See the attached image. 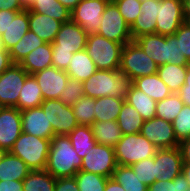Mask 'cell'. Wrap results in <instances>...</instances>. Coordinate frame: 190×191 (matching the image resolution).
<instances>
[{"label": "cell", "instance_id": "10", "mask_svg": "<svg viewBox=\"0 0 190 191\" xmlns=\"http://www.w3.org/2000/svg\"><path fill=\"white\" fill-rule=\"evenodd\" d=\"M29 74L19 65L12 64L0 74V107H15L19 92Z\"/></svg>", "mask_w": 190, "mask_h": 191}, {"label": "cell", "instance_id": "56", "mask_svg": "<svg viewBox=\"0 0 190 191\" xmlns=\"http://www.w3.org/2000/svg\"><path fill=\"white\" fill-rule=\"evenodd\" d=\"M104 191H125L113 178H108Z\"/></svg>", "mask_w": 190, "mask_h": 191}, {"label": "cell", "instance_id": "36", "mask_svg": "<svg viewBox=\"0 0 190 191\" xmlns=\"http://www.w3.org/2000/svg\"><path fill=\"white\" fill-rule=\"evenodd\" d=\"M44 43L45 41L43 39L29 30L20 41L9 50L12 63L20 64L30 52Z\"/></svg>", "mask_w": 190, "mask_h": 191}, {"label": "cell", "instance_id": "18", "mask_svg": "<svg viewBox=\"0 0 190 191\" xmlns=\"http://www.w3.org/2000/svg\"><path fill=\"white\" fill-rule=\"evenodd\" d=\"M20 113L22 132L50 140L55 136L52 125L40 106L22 110Z\"/></svg>", "mask_w": 190, "mask_h": 191}, {"label": "cell", "instance_id": "37", "mask_svg": "<svg viewBox=\"0 0 190 191\" xmlns=\"http://www.w3.org/2000/svg\"><path fill=\"white\" fill-rule=\"evenodd\" d=\"M125 191H148V186L140 182L131 166L117 165L112 177Z\"/></svg>", "mask_w": 190, "mask_h": 191}, {"label": "cell", "instance_id": "41", "mask_svg": "<svg viewBox=\"0 0 190 191\" xmlns=\"http://www.w3.org/2000/svg\"><path fill=\"white\" fill-rule=\"evenodd\" d=\"M135 175L140 179L139 181L147 186L155 182L156 163L154 157L143 159L131 165Z\"/></svg>", "mask_w": 190, "mask_h": 191}, {"label": "cell", "instance_id": "58", "mask_svg": "<svg viewBox=\"0 0 190 191\" xmlns=\"http://www.w3.org/2000/svg\"><path fill=\"white\" fill-rule=\"evenodd\" d=\"M64 7L72 11L81 0H58Z\"/></svg>", "mask_w": 190, "mask_h": 191}, {"label": "cell", "instance_id": "29", "mask_svg": "<svg viewBox=\"0 0 190 191\" xmlns=\"http://www.w3.org/2000/svg\"><path fill=\"white\" fill-rule=\"evenodd\" d=\"M91 129L97 143L111 147H114L123 135L117 121H94Z\"/></svg>", "mask_w": 190, "mask_h": 191}, {"label": "cell", "instance_id": "53", "mask_svg": "<svg viewBox=\"0 0 190 191\" xmlns=\"http://www.w3.org/2000/svg\"><path fill=\"white\" fill-rule=\"evenodd\" d=\"M20 0H0V10H24Z\"/></svg>", "mask_w": 190, "mask_h": 191}, {"label": "cell", "instance_id": "14", "mask_svg": "<svg viewBox=\"0 0 190 191\" xmlns=\"http://www.w3.org/2000/svg\"><path fill=\"white\" fill-rule=\"evenodd\" d=\"M140 133L158 149L179 147L172 123L158 117L144 121Z\"/></svg>", "mask_w": 190, "mask_h": 191}, {"label": "cell", "instance_id": "23", "mask_svg": "<svg viewBox=\"0 0 190 191\" xmlns=\"http://www.w3.org/2000/svg\"><path fill=\"white\" fill-rule=\"evenodd\" d=\"M51 43L45 42L30 52L19 64L29 75L52 66Z\"/></svg>", "mask_w": 190, "mask_h": 191}, {"label": "cell", "instance_id": "19", "mask_svg": "<svg viewBox=\"0 0 190 191\" xmlns=\"http://www.w3.org/2000/svg\"><path fill=\"white\" fill-rule=\"evenodd\" d=\"M141 13L130 27L133 41L147 34L155 33L156 17L158 12V0H145L140 5Z\"/></svg>", "mask_w": 190, "mask_h": 191}, {"label": "cell", "instance_id": "59", "mask_svg": "<svg viewBox=\"0 0 190 191\" xmlns=\"http://www.w3.org/2000/svg\"><path fill=\"white\" fill-rule=\"evenodd\" d=\"M190 187V163H183L182 172Z\"/></svg>", "mask_w": 190, "mask_h": 191}, {"label": "cell", "instance_id": "17", "mask_svg": "<svg viewBox=\"0 0 190 191\" xmlns=\"http://www.w3.org/2000/svg\"><path fill=\"white\" fill-rule=\"evenodd\" d=\"M21 113L16 107H0V147L10 151L22 133Z\"/></svg>", "mask_w": 190, "mask_h": 191}, {"label": "cell", "instance_id": "51", "mask_svg": "<svg viewBox=\"0 0 190 191\" xmlns=\"http://www.w3.org/2000/svg\"><path fill=\"white\" fill-rule=\"evenodd\" d=\"M178 94L180 95L184 105L190 106V65L187 66L185 82L184 85L180 88Z\"/></svg>", "mask_w": 190, "mask_h": 191}, {"label": "cell", "instance_id": "15", "mask_svg": "<svg viewBox=\"0 0 190 191\" xmlns=\"http://www.w3.org/2000/svg\"><path fill=\"white\" fill-rule=\"evenodd\" d=\"M156 163L155 181L173 180L182 172L183 160L179 147L158 149L154 156Z\"/></svg>", "mask_w": 190, "mask_h": 191}, {"label": "cell", "instance_id": "21", "mask_svg": "<svg viewBox=\"0 0 190 191\" xmlns=\"http://www.w3.org/2000/svg\"><path fill=\"white\" fill-rule=\"evenodd\" d=\"M29 31L28 9L18 12L13 20H10L5 32L1 35L5 50H10Z\"/></svg>", "mask_w": 190, "mask_h": 191}, {"label": "cell", "instance_id": "11", "mask_svg": "<svg viewBox=\"0 0 190 191\" xmlns=\"http://www.w3.org/2000/svg\"><path fill=\"white\" fill-rule=\"evenodd\" d=\"M110 0H81L71 11V20L80 25L88 34L100 29L102 14Z\"/></svg>", "mask_w": 190, "mask_h": 191}, {"label": "cell", "instance_id": "60", "mask_svg": "<svg viewBox=\"0 0 190 191\" xmlns=\"http://www.w3.org/2000/svg\"><path fill=\"white\" fill-rule=\"evenodd\" d=\"M34 0H20L22 6L25 8V9H28L32 3H33Z\"/></svg>", "mask_w": 190, "mask_h": 191}, {"label": "cell", "instance_id": "9", "mask_svg": "<svg viewBox=\"0 0 190 191\" xmlns=\"http://www.w3.org/2000/svg\"><path fill=\"white\" fill-rule=\"evenodd\" d=\"M116 166L114 147L96 143L82 158L80 170L111 178Z\"/></svg>", "mask_w": 190, "mask_h": 191}, {"label": "cell", "instance_id": "55", "mask_svg": "<svg viewBox=\"0 0 190 191\" xmlns=\"http://www.w3.org/2000/svg\"><path fill=\"white\" fill-rule=\"evenodd\" d=\"M183 163H190V138L184 139L179 143Z\"/></svg>", "mask_w": 190, "mask_h": 191}, {"label": "cell", "instance_id": "2", "mask_svg": "<svg viewBox=\"0 0 190 191\" xmlns=\"http://www.w3.org/2000/svg\"><path fill=\"white\" fill-rule=\"evenodd\" d=\"M132 84L131 79L120 70H101L83 82L84 95L91 98L114 97L125 99Z\"/></svg>", "mask_w": 190, "mask_h": 191}, {"label": "cell", "instance_id": "3", "mask_svg": "<svg viewBox=\"0 0 190 191\" xmlns=\"http://www.w3.org/2000/svg\"><path fill=\"white\" fill-rule=\"evenodd\" d=\"M50 142V139H43L22 132L9 152L21 158L31 170H44Z\"/></svg>", "mask_w": 190, "mask_h": 191}, {"label": "cell", "instance_id": "35", "mask_svg": "<svg viewBox=\"0 0 190 191\" xmlns=\"http://www.w3.org/2000/svg\"><path fill=\"white\" fill-rule=\"evenodd\" d=\"M67 136L70 138L72 147L81 158L97 143L94 139L91 126L78 125Z\"/></svg>", "mask_w": 190, "mask_h": 191}, {"label": "cell", "instance_id": "7", "mask_svg": "<svg viewBox=\"0 0 190 191\" xmlns=\"http://www.w3.org/2000/svg\"><path fill=\"white\" fill-rule=\"evenodd\" d=\"M97 34L122 45L133 41L130 26L112 0L105 7Z\"/></svg>", "mask_w": 190, "mask_h": 191}, {"label": "cell", "instance_id": "5", "mask_svg": "<svg viewBox=\"0 0 190 191\" xmlns=\"http://www.w3.org/2000/svg\"><path fill=\"white\" fill-rule=\"evenodd\" d=\"M158 150L141 133L122 135L114 146L117 165L131 166L143 159L152 158Z\"/></svg>", "mask_w": 190, "mask_h": 191}, {"label": "cell", "instance_id": "1", "mask_svg": "<svg viewBox=\"0 0 190 191\" xmlns=\"http://www.w3.org/2000/svg\"><path fill=\"white\" fill-rule=\"evenodd\" d=\"M82 158L72 147L67 135H55L50 142L45 170L55 179L72 177L80 169Z\"/></svg>", "mask_w": 190, "mask_h": 191}, {"label": "cell", "instance_id": "54", "mask_svg": "<svg viewBox=\"0 0 190 191\" xmlns=\"http://www.w3.org/2000/svg\"><path fill=\"white\" fill-rule=\"evenodd\" d=\"M12 64L9 51L5 49L0 50V74L8 69Z\"/></svg>", "mask_w": 190, "mask_h": 191}, {"label": "cell", "instance_id": "44", "mask_svg": "<svg viewBox=\"0 0 190 191\" xmlns=\"http://www.w3.org/2000/svg\"><path fill=\"white\" fill-rule=\"evenodd\" d=\"M126 23L131 27L141 13V1L139 0H112Z\"/></svg>", "mask_w": 190, "mask_h": 191}, {"label": "cell", "instance_id": "57", "mask_svg": "<svg viewBox=\"0 0 190 191\" xmlns=\"http://www.w3.org/2000/svg\"><path fill=\"white\" fill-rule=\"evenodd\" d=\"M184 21H190V0H182Z\"/></svg>", "mask_w": 190, "mask_h": 191}, {"label": "cell", "instance_id": "43", "mask_svg": "<svg viewBox=\"0 0 190 191\" xmlns=\"http://www.w3.org/2000/svg\"><path fill=\"white\" fill-rule=\"evenodd\" d=\"M84 95L83 82L69 77L66 89L62 91L59 100L65 105L72 106Z\"/></svg>", "mask_w": 190, "mask_h": 191}, {"label": "cell", "instance_id": "25", "mask_svg": "<svg viewBox=\"0 0 190 191\" xmlns=\"http://www.w3.org/2000/svg\"><path fill=\"white\" fill-rule=\"evenodd\" d=\"M132 84L156 102L165 99L172 93L157 73L138 77L132 81Z\"/></svg>", "mask_w": 190, "mask_h": 191}, {"label": "cell", "instance_id": "45", "mask_svg": "<svg viewBox=\"0 0 190 191\" xmlns=\"http://www.w3.org/2000/svg\"><path fill=\"white\" fill-rule=\"evenodd\" d=\"M189 188L188 181L181 173L173 180L163 181L161 179L148 186V191H186Z\"/></svg>", "mask_w": 190, "mask_h": 191}, {"label": "cell", "instance_id": "16", "mask_svg": "<svg viewBox=\"0 0 190 191\" xmlns=\"http://www.w3.org/2000/svg\"><path fill=\"white\" fill-rule=\"evenodd\" d=\"M41 88L44 100L58 99L66 89L69 75L64 70L49 67L32 74Z\"/></svg>", "mask_w": 190, "mask_h": 191}, {"label": "cell", "instance_id": "33", "mask_svg": "<svg viewBox=\"0 0 190 191\" xmlns=\"http://www.w3.org/2000/svg\"><path fill=\"white\" fill-rule=\"evenodd\" d=\"M28 10L48 15L61 23L71 20V11L58 0H34Z\"/></svg>", "mask_w": 190, "mask_h": 191}, {"label": "cell", "instance_id": "61", "mask_svg": "<svg viewBox=\"0 0 190 191\" xmlns=\"http://www.w3.org/2000/svg\"><path fill=\"white\" fill-rule=\"evenodd\" d=\"M6 150L0 147V161L2 160L3 156L6 154Z\"/></svg>", "mask_w": 190, "mask_h": 191}, {"label": "cell", "instance_id": "48", "mask_svg": "<svg viewBox=\"0 0 190 191\" xmlns=\"http://www.w3.org/2000/svg\"><path fill=\"white\" fill-rule=\"evenodd\" d=\"M73 56L71 52L64 51H53L52 54V66L56 67L59 70H64L68 68L70 60Z\"/></svg>", "mask_w": 190, "mask_h": 191}, {"label": "cell", "instance_id": "20", "mask_svg": "<svg viewBox=\"0 0 190 191\" xmlns=\"http://www.w3.org/2000/svg\"><path fill=\"white\" fill-rule=\"evenodd\" d=\"M29 30L34 32L39 38L45 42L53 43L61 23L48 15L28 10Z\"/></svg>", "mask_w": 190, "mask_h": 191}, {"label": "cell", "instance_id": "62", "mask_svg": "<svg viewBox=\"0 0 190 191\" xmlns=\"http://www.w3.org/2000/svg\"><path fill=\"white\" fill-rule=\"evenodd\" d=\"M5 49L2 42V36L0 35V50Z\"/></svg>", "mask_w": 190, "mask_h": 191}, {"label": "cell", "instance_id": "46", "mask_svg": "<svg viewBox=\"0 0 190 191\" xmlns=\"http://www.w3.org/2000/svg\"><path fill=\"white\" fill-rule=\"evenodd\" d=\"M174 35L179 40L180 61L190 65V25L184 22Z\"/></svg>", "mask_w": 190, "mask_h": 191}, {"label": "cell", "instance_id": "32", "mask_svg": "<svg viewBox=\"0 0 190 191\" xmlns=\"http://www.w3.org/2000/svg\"><path fill=\"white\" fill-rule=\"evenodd\" d=\"M116 121L122 134L126 135L140 133L145 120L133 106L124 101Z\"/></svg>", "mask_w": 190, "mask_h": 191}, {"label": "cell", "instance_id": "28", "mask_svg": "<svg viewBox=\"0 0 190 191\" xmlns=\"http://www.w3.org/2000/svg\"><path fill=\"white\" fill-rule=\"evenodd\" d=\"M43 96L40 86L33 75H29L19 92L18 103L15 106L18 110H26L39 107L43 102Z\"/></svg>", "mask_w": 190, "mask_h": 191}, {"label": "cell", "instance_id": "31", "mask_svg": "<svg viewBox=\"0 0 190 191\" xmlns=\"http://www.w3.org/2000/svg\"><path fill=\"white\" fill-rule=\"evenodd\" d=\"M125 99L100 97L95 99L94 121H116Z\"/></svg>", "mask_w": 190, "mask_h": 191}, {"label": "cell", "instance_id": "40", "mask_svg": "<svg viewBox=\"0 0 190 191\" xmlns=\"http://www.w3.org/2000/svg\"><path fill=\"white\" fill-rule=\"evenodd\" d=\"M74 178L79 191H104L107 177L99 174L79 170Z\"/></svg>", "mask_w": 190, "mask_h": 191}, {"label": "cell", "instance_id": "50", "mask_svg": "<svg viewBox=\"0 0 190 191\" xmlns=\"http://www.w3.org/2000/svg\"><path fill=\"white\" fill-rule=\"evenodd\" d=\"M20 11L22 10H0V35L5 32L10 20H13L14 16Z\"/></svg>", "mask_w": 190, "mask_h": 191}, {"label": "cell", "instance_id": "22", "mask_svg": "<svg viewBox=\"0 0 190 191\" xmlns=\"http://www.w3.org/2000/svg\"><path fill=\"white\" fill-rule=\"evenodd\" d=\"M134 41L158 66L166 64V36L153 33L142 35Z\"/></svg>", "mask_w": 190, "mask_h": 191}, {"label": "cell", "instance_id": "38", "mask_svg": "<svg viewBox=\"0 0 190 191\" xmlns=\"http://www.w3.org/2000/svg\"><path fill=\"white\" fill-rule=\"evenodd\" d=\"M184 107V103L178 93H171L165 99L156 104V117L172 123L178 113Z\"/></svg>", "mask_w": 190, "mask_h": 191}, {"label": "cell", "instance_id": "52", "mask_svg": "<svg viewBox=\"0 0 190 191\" xmlns=\"http://www.w3.org/2000/svg\"><path fill=\"white\" fill-rule=\"evenodd\" d=\"M0 191H23V181H0Z\"/></svg>", "mask_w": 190, "mask_h": 191}, {"label": "cell", "instance_id": "6", "mask_svg": "<svg viewBox=\"0 0 190 191\" xmlns=\"http://www.w3.org/2000/svg\"><path fill=\"white\" fill-rule=\"evenodd\" d=\"M119 70L133 81L138 77L157 73L158 65L135 41H132L123 45Z\"/></svg>", "mask_w": 190, "mask_h": 191}, {"label": "cell", "instance_id": "42", "mask_svg": "<svg viewBox=\"0 0 190 191\" xmlns=\"http://www.w3.org/2000/svg\"><path fill=\"white\" fill-rule=\"evenodd\" d=\"M172 126L179 143L190 138V106L184 105L177 117L172 121Z\"/></svg>", "mask_w": 190, "mask_h": 191}, {"label": "cell", "instance_id": "12", "mask_svg": "<svg viewBox=\"0 0 190 191\" xmlns=\"http://www.w3.org/2000/svg\"><path fill=\"white\" fill-rule=\"evenodd\" d=\"M184 22L182 0H158L155 33L174 35Z\"/></svg>", "mask_w": 190, "mask_h": 191}, {"label": "cell", "instance_id": "13", "mask_svg": "<svg viewBox=\"0 0 190 191\" xmlns=\"http://www.w3.org/2000/svg\"><path fill=\"white\" fill-rule=\"evenodd\" d=\"M88 35L89 34L74 21L64 22L54 42L51 43L52 51L71 53L81 51L86 47Z\"/></svg>", "mask_w": 190, "mask_h": 191}, {"label": "cell", "instance_id": "26", "mask_svg": "<svg viewBox=\"0 0 190 191\" xmlns=\"http://www.w3.org/2000/svg\"><path fill=\"white\" fill-rule=\"evenodd\" d=\"M97 68L85 49L73 53L70 64L66 69L69 77L77 79L81 82L86 81L96 72Z\"/></svg>", "mask_w": 190, "mask_h": 191}, {"label": "cell", "instance_id": "39", "mask_svg": "<svg viewBox=\"0 0 190 191\" xmlns=\"http://www.w3.org/2000/svg\"><path fill=\"white\" fill-rule=\"evenodd\" d=\"M94 106L95 99L85 95L71 106L78 125L91 126L93 124Z\"/></svg>", "mask_w": 190, "mask_h": 191}, {"label": "cell", "instance_id": "27", "mask_svg": "<svg viewBox=\"0 0 190 191\" xmlns=\"http://www.w3.org/2000/svg\"><path fill=\"white\" fill-rule=\"evenodd\" d=\"M125 101L133 106L146 121L156 117L157 102L131 84Z\"/></svg>", "mask_w": 190, "mask_h": 191}, {"label": "cell", "instance_id": "4", "mask_svg": "<svg viewBox=\"0 0 190 191\" xmlns=\"http://www.w3.org/2000/svg\"><path fill=\"white\" fill-rule=\"evenodd\" d=\"M121 43L109 40L99 34H89L85 51L97 69L119 70L121 64Z\"/></svg>", "mask_w": 190, "mask_h": 191}, {"label": "cell", "instance_id": "49", "mask_svg": "<svg viewBox=\"0 0 190 191\" xmlns=\"http://www.w3.org/2000/svg\"><path fill=\"white\" fill-rule=\"evenodd\" d=\"M54 191H79L74 176L56 179Z\"/></svg>", "mask_w": 190, "mask_h": 191}, {"label": "cell", "instance_id": "30", "mask_svg": "<svg viewBox=\"0 0 190 191\" xmlns=\"http://www.w3.org/2000/svg\"><path fill=\"white\" fill-rule=\"evenodd\" d=\"M157 74L172 93H178L184 85L187 66L166 63L158 66Z\"/></svg>", "mask_w": 190, "mask_h": 191}, {"label": "cell", "instance_id": "34", "mask_svg": "<svg viewBox=\"0 0 190 191\" xmlns=\"http://www.w3.org/2000/svg\"><path fill=\"white\" fill-rule=\"evenodd\" d=\"M55 183L47 170H31L23 179V191H54Z\"/></svg>", "mask_w": 190, "mask_h": 191}, {"label": "cell", "instance_id": "8", "mask_svg": "<svg viewBox=\"0 0 190 191\" xmlns=\"http://www.w3.org/2000/svg\"><path fill=\"white\" fill-rule=\"evenodd\" d=\"M40 107L51 123L55 135H68L78 126L72 107L59 99L43 100Z\"/></svg>", "mask_w": 190, "mask_h": 191}, {"label": "cell", "instance_id": "24", "mask_svg": "<svg viewBox=\"0 0 190 191\" xmlns=\"http://www.w3.org/2000/svg\"><path fill=\"white\" fill-rule=\"evenodd\" d=\"M31 169L19 157L11 154L9 151L0 161V181L15 180L23 181Z\"/></svg>", "mask_w": 190, "mask_h": 191}, {"label": "cell", "instance_id": "47", "mask_svg": "<svg viewBox=\"0 0 190 191\" xmlns=\"http://www.w3.org/2000/svg\"><path fill=\"white\" fill-rule=\"evenodd\" d=\"M166 63L188 66L185 61H180L179 40L175 35L166 36Z\"/></svg>", "mask_w": 190, "mask_h": 191}]
</instances>
